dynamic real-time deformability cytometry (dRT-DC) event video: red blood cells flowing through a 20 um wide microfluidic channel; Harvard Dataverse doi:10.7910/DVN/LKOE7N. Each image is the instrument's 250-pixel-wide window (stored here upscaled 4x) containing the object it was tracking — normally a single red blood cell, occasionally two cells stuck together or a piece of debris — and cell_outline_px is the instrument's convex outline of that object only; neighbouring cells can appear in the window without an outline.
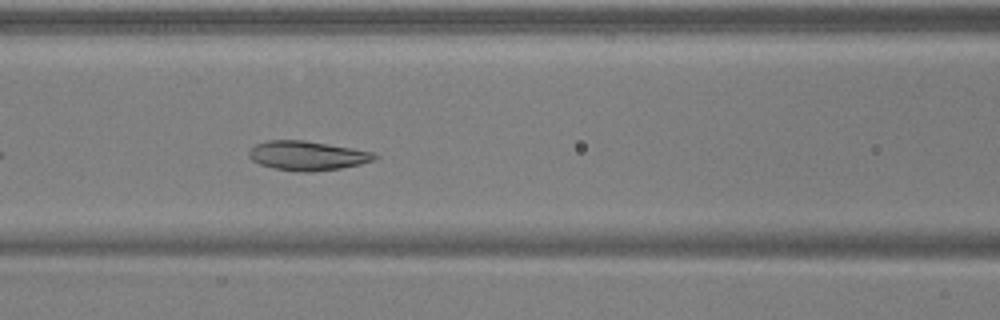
{"species": "common noctule bat (a hibernating species)", "species_latin": "Nyctalus noctula", "temperature_condition": "warm", "stored_images_in_passage": 38, "camera_frame_rate_fps": 3000, "um_per_image_px": 0.085, "animal": {"sex": "male", "body_mass_g": 17.9, "forearm_length_mm": 54.2}, "frame": {"image": 1, "passage_image": 9, "time_ms": 2.667, "image_size_px": [1000, 320], "cell_outline_px": [[380, 156], [372, 160], [360, 164], [340, 168], [312, 172], [304, 172], [276, 168], [260, 164], [252, 160], [248, 156], [248, 152], [256, 144], [268, 140], [304, 140], [376, 152]], "centroid_in_image_um": [26.14, 13.22], "position_along_channel_um": 140.5, "area_um2": 21.33}}
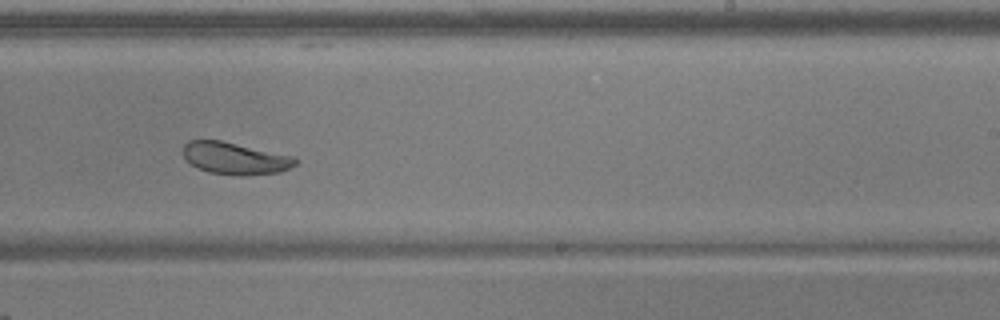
{"frame": {"image": 2, "passage_image": 19, "time_ms": 6.0, "image_size_px": [1000, 320], "cell_outline_px": [[296, 164], [280, 172], [244, 176], [240, 176], [208, 172], [196, 168], [184, 156], [184, 144], [188, 140], [220, 140], [292, 156], [296, 160]], "centroid_in_image_um": [19.95, 13.47], "position_along_channel_um": 269.1, "area_um2": 20.75}}
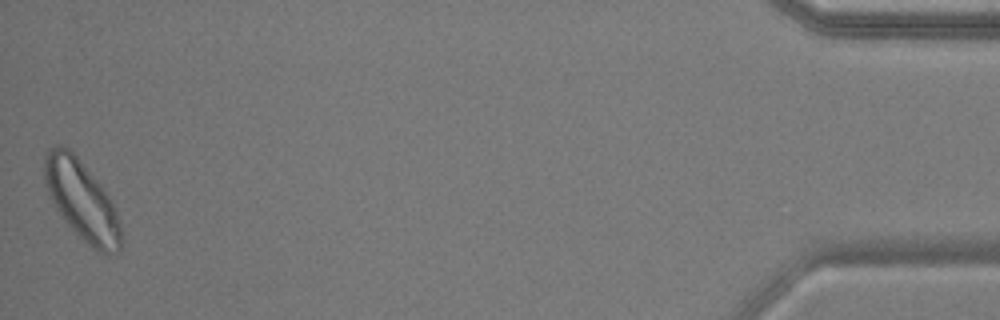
{"frame": {"image": 3, "passage_image": 38, "time_ms": 12.333, "image_size_px": [1000, 320], "cell_outline_px": [[120, 252], [100, 256], [64, 220], [48, 196], [44, 184], [44, 156], [48, 148], [56, 144], [60, 144], [68, 148], [76, 156], [100, 184], [108, 196], [116, 212], [120, 224]], "centroid_in_image_um": [6.91, 17.03], "position_along_channel_um": 428.3, "area_um2": 35.37}, "authors_computed_cell_mechanics": {"area_um2": 22.2819, "velocity_mm_per_s": 3.8729, "shape_relaxation_time_tau1_ms": 3.4944, "shape_relaxation_time_tau2_ms": 4.8534, "deformation_change_tau1": 0.1031, "deformation_change_tau2": 0.0672}}